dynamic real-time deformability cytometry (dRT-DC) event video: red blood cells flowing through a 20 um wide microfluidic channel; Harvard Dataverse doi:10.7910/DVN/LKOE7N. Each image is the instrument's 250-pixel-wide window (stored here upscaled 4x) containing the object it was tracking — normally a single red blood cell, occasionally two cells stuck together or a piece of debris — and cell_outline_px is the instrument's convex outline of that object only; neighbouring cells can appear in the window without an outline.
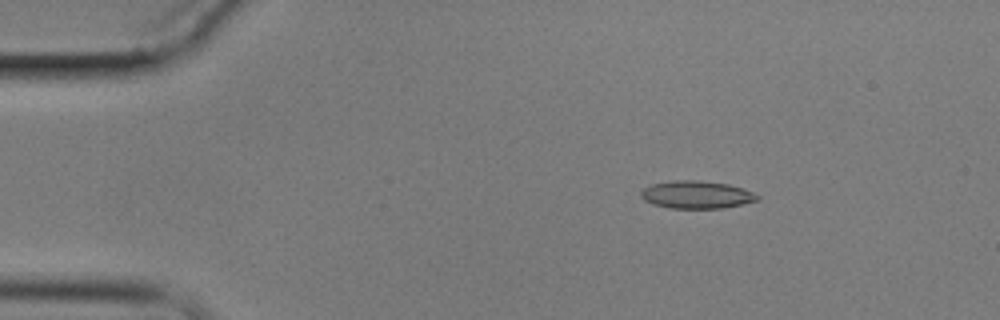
{"species": "common noctule bat (a hibernating species)", "species_latin": "Nyctalus noctula", "temperature_condition": "cold", "stored_images_in_passage": 5, "camera_frame_rate_fps": 3000, "um_per_image_px": 0.085, "animal": {"sex": "male", "body_mass_g": 17.9}, "frame": {"image": 1, "passage_image": 3, "time_ms": 2.333, "image_size_px": [1000, 320], "cell_outline_px": [[760, 200], [724, 208], [668, 208], [652, 204], [644, 200], [640, 196], [640, 192], [644, 188], [652, 184], [676, 180], [696, 180], [728, 184], [744, 188], [760, 196]], "centroid_in_image_um": [59.21, 16.55], "position_along_channel_um": 25.8, "area_um2": 18.84}}